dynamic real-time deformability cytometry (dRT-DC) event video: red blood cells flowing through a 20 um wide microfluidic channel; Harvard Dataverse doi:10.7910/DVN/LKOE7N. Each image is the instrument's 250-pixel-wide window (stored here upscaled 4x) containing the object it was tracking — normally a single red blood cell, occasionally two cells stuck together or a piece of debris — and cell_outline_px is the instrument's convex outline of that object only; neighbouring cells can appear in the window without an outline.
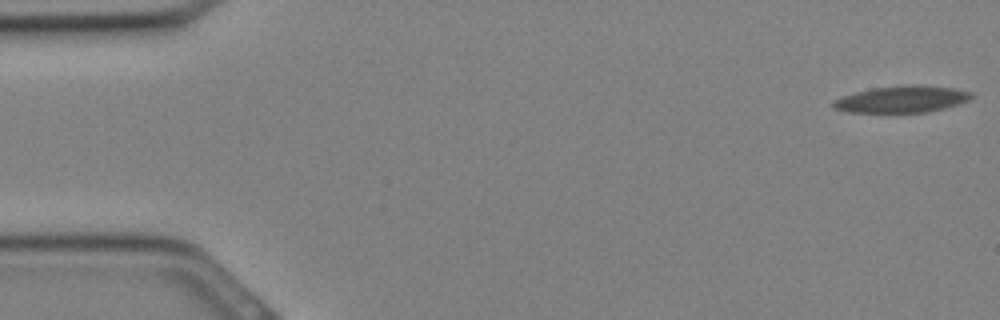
{"species": "Egyptian fruit bat (a non-hibernating species)", "species_latin": "Rousettus aegyptiacus", "temperature_condition": "cold", "stored_images_in_passage": 32, "camera_frame_rate_fps": 3000, "um_per_image_px": 0.085, "animal": {"sex": "female"}, "frame": {"image": 1, "passage_image": 1, "time_ms": 0.0, "image_size_px": [1000, 320], "cell_outline_px": [[972, 96], [968, 100], [960, 104], [928, 112], [848, 112], [832, 108], [832, 100], [856, 92], [872, 88], [904, 84], [920, 84], [952, 88], [972, 92]], "centroid_in_image_um": [76.65, 8.42], "position_along_channel_um": 8.3, "area_um2": 21.62}}
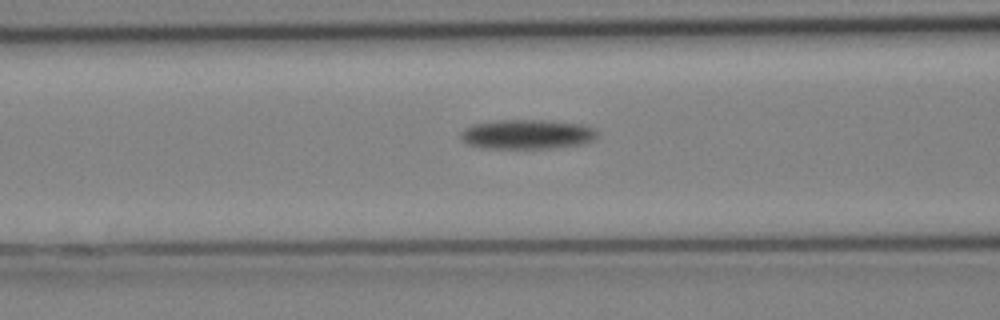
{"frame": {"image": 2, "passage_image": 13, "time_ms": 4.0, "image_size_px": [1000, 320], "cell_outline_px": [[596, 140], [584, 144], [548, 148], [480, 148], [468, 144], [460, 136], [460, 132], [464, 128], [472, 124], [500, 120], [544, 120], [580, 124], [592, 128], [596, 132]], "centroid_in_image_um": [44.78, 11.42], "position_along_channel_um": 121.8, "area_um2": 23.47}}
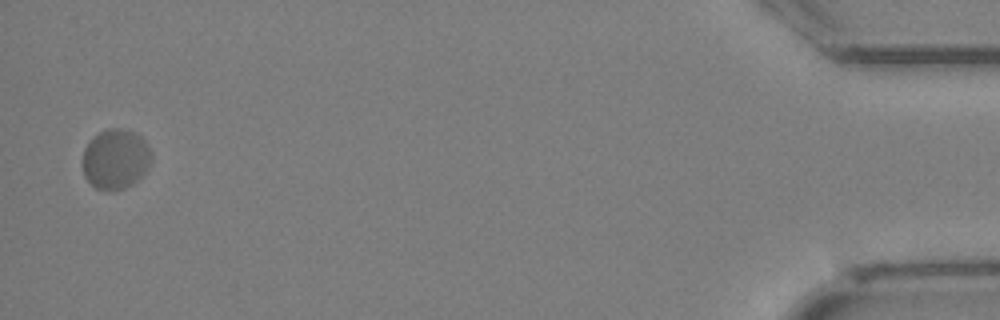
{"frame": {"image": 3, "passage_image": 32, "time_ms": 10.333, "image_size_px": [1000, 320], "cell_outline_px": [[152, 160], [148, 168], [132, 184], [124, 188], [112, 192], [104, 192], [96, 188], [84, 176], [84, 148], [100, 132], [108, 128], [120, 128], [132, 132], [140, 136], [148, 144], [152, 152]], "centroid_in_image_um": [9.85, 13.55], "position_along_channel_um": 425.3, "area_um2": 23.99}}